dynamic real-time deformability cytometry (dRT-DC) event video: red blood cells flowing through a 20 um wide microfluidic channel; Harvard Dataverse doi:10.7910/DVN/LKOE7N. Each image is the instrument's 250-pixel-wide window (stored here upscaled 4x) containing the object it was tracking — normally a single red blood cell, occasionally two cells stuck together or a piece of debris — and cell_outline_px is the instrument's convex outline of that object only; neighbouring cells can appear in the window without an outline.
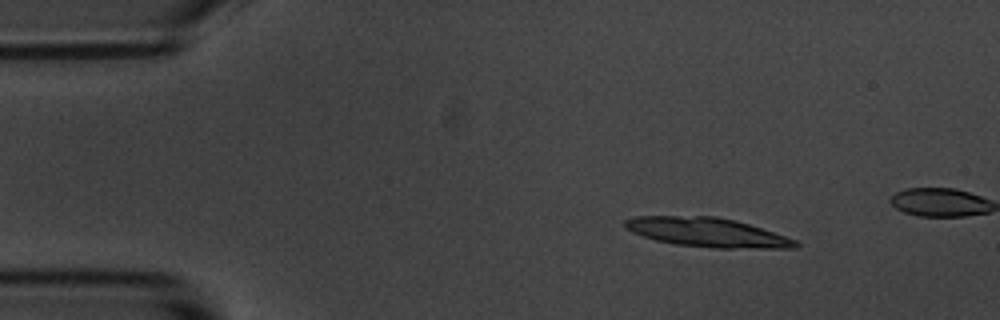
{"species": "common noctule bat (a hibernating species)", "species_latin": "Nyctalus noctula", "temperature_condition": "room temperature", "stored_images_in_passage": 4, "camera_frame_rate_fps": 3000, "um_per_image_px": 0.085, "animal": {"sex": "male", "body_mass_g": 20.1, "forearm_length_mm": 53.5}, "frame": {"image": 1, "passage_image": 2, "time_ms": 1.0, "image_size_px": [1000, 320], "cell_outline_px": [[800, 244], [796, 248], [716, 248], [676, 244], [656, 240], [632, 232], [624, 224], [624, 220], [636, 216], [716, 216], [736, 220], [796, 240]], "centroid_in_image_um": [60.12, 19.75], "position_along_channel_um": 24.9, "area_um2": 28.67}}